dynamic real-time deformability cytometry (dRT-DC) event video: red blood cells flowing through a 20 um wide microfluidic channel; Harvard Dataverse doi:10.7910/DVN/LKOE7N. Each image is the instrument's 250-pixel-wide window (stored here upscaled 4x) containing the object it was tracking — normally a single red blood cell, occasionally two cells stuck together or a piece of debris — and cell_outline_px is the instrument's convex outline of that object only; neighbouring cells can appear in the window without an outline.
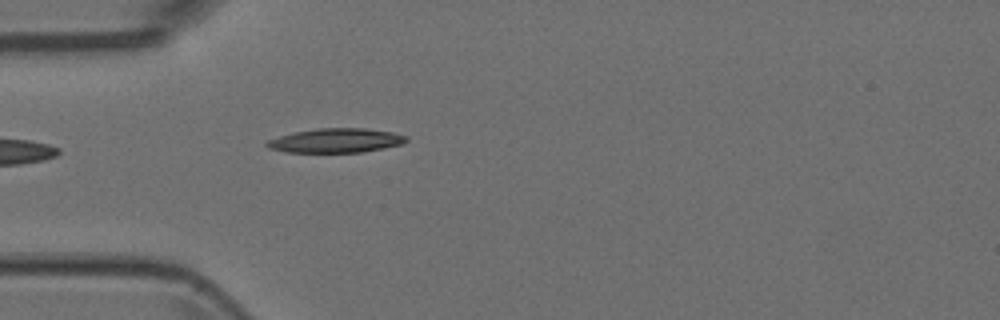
{"species": "Egyptian fruit bat (a non-hibernating species)", "species_latin": "Rousettus aegyptiacus", "temperature_condition": "room temperature", "stored_images_in_passage": 5, "camera_frame_rate_fps": 3000, "um_per_image_px": 0.085, "animal": {"sex": "female"}, "frame": {"image": 1, "passage_image": 5, "time_ms": 1.333, "image_size_px": [1000, 320], "cell_outline_px": [[408, 140], [400, 144], [384, 148], [360, 152], [284, 152], [268, 148], [264, 144], [268, 140], [280, 136], [296, 132], [316, 128], [364, 128], [392, 132], [408, 136]], "centroid_in_image_um": [28.54, 11.94], "position_along_channel_um": 56.5, "area_um2": 19.59}}